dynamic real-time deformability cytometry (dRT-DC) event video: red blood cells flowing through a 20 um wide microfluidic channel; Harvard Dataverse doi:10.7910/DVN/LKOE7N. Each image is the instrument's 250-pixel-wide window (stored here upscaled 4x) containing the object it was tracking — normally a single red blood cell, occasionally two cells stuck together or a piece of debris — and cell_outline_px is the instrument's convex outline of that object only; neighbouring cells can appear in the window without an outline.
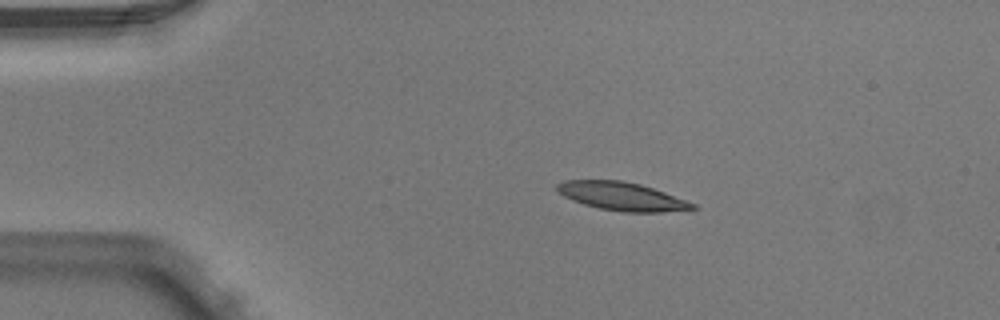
{"species": "Egyptian fruit bat (a non-hibernating species)", "species_latin": "Rousettus aegyptiacus", "temperature_condition": "warm", "stored_images_in_passage": 5, "camera_frame_rate_fps": 3000, "um_per_image_px": 0.085, "animal": {"sex": "male"}, "frame": {"image": 1, "passage_image": 2, "time_ms": 0.333, "image_size_px": [1000, 320], "cell_outline_px": [[700, 208], [660, 212], [624, 212], [600, 208], [584, 204], [572, 200], [556, 192], [556, 184], [564, 180], [620, 180], [640, 184], [664, 192], [696, 204]], "centroid_in_image_um": [52.83, 16.68], "position_along_channel_um": 32.2, "area_um2": 22.25}}
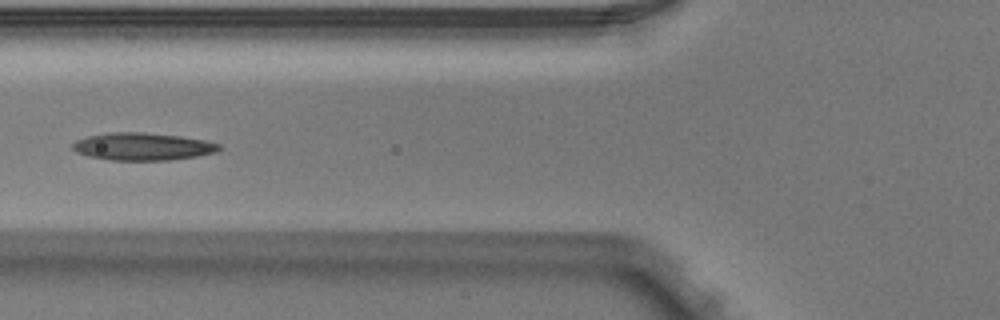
{"frame": {"image": 2, "passage_image": 5, "time_ms": 1.333, "image_size_px": [1000, 320], "cell_outline_px": [[224, 148], [216, 152], [196, 156], [172, 160], [108, 160], [88, 156], [76, 152], [72, 148], [72, 144], [76, 140], [88, 136], [108, 132], [144, 132], [180, 136], [204, 140], [220, 144]], "centroid_in_image_um": [12.13, 12.45], "position_along_channel_um": 113.7, "area_um2": 23.64}}